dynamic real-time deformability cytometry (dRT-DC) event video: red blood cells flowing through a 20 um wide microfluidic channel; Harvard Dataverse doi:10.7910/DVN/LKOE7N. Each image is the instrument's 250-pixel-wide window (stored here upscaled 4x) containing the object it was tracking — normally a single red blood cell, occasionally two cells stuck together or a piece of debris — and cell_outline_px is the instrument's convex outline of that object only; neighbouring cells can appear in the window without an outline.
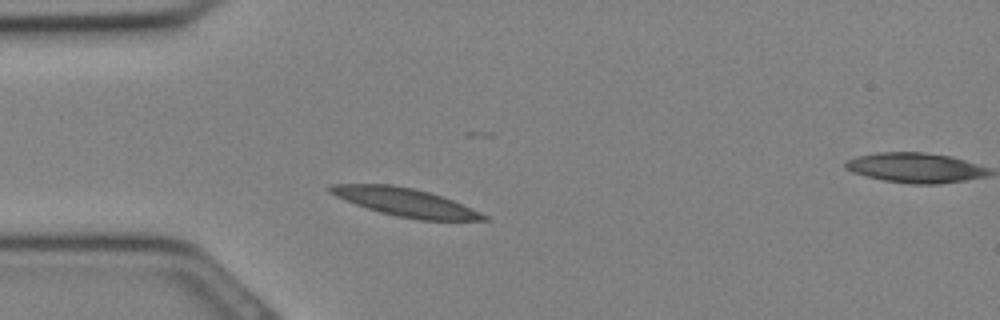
{"species": "Egyptian fruit bat (a non-hibernating species)", "species_latin": "Rousettus aegyptiacus", "temperature_condition": "cold", "stored_images_in_passage": 28, "segment_of_instrument_passage": [1, 2], "camera_frame_rate_fps": 3000, "um_per_image_px": 0.085, "animal": {"sex": "female"}, "frame": {"image": 1, "passage_image": 4, "time_ms": 1.0, "image_size_px": [1000, 320], "cell_outline_px": [[492, 220], [420, 220], [396, 216], [380, 212], [356, 204], [336, 196], [328, 192], [328, 188], [332, 184], [392, 184], [412, 188], [428, 192], [452, 200], [480, 212], [488, 216]], "centroid_in_image_um": [34.45, 17.19], "position_along_channel_um": 50.5, "area_um2": 24.85}}
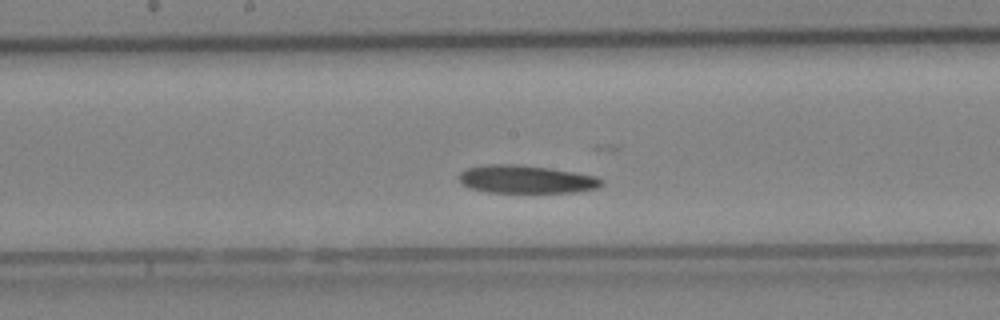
{"frame": {"image": 2, "passage_image": 12, "time_ms": 3.667, "image_size_px": [1000, 320], "cell_outline_px": [[604, 184], [596, 188], [576, 192], [488, 192], [468, 188], [460, 184], [460, 172], [464, 168], [484, 164], [516, 164], [548, 168], [596, 176], [604, 180]], "centroid_in_image_um": [44.67, 15.24], "position_along_channel_um": 203.5, "area_um2": 23.35}}
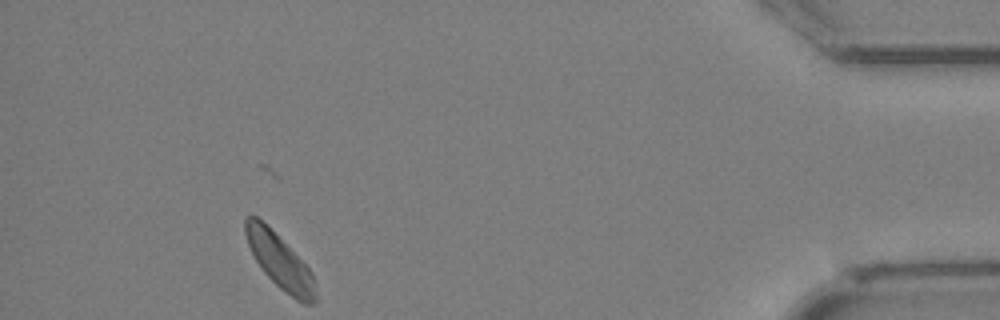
{"frame": {"image": 3, "passage_image": 25, "time_ms": 8.0, "image_size_px": [1000, 320], "cell_outline_px": [[316, 300], [312, 304], [304, 304], [296, 300], [284, 292], [264, 272], [256, 260], [248, 244], [244, 232], [244, 216], [256, 216], [312, 272], [316, 292]], "centroid_in_image_um": [23.77, 22.26], "position_along_channel_um": 411.4, "area_um2": 21.39}}